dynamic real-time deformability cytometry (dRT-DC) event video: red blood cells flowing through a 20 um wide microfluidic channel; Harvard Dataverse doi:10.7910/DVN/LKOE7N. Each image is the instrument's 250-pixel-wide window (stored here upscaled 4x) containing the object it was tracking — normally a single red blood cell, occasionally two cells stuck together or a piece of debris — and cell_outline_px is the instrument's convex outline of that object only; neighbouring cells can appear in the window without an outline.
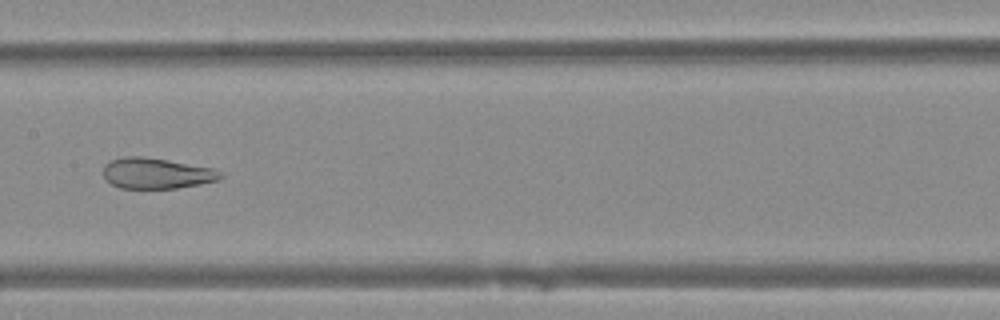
{"species": "Egyptian fruit bat (a non-hibernating species)", "species_latin": "Rousettus aegyptiacus", "temperature_condition": "warm", "stored_images_in_passage": 49, "camera_frame_rate_fps": 3000, "um_per_image_px": 0.085, "animal": {"sex": "female"}, "frame": {"image": 1, "passage_image": 25, "time_ms": 8.0, "image_size_px": [1000, 320], "cell_outline_px": [[224, 176], [220, 180], [200, 184], [176, 188], [120, 188], [112, 184], [104, 176], [104, 164], [112, 160], [124, 156], [144, 156], [168, 160], [212, 168], [220, 172]], "centroid_in_image_um": [13.31, 14.73], "position_along_channel_um": 194.1, "area_um2": 20.92}}
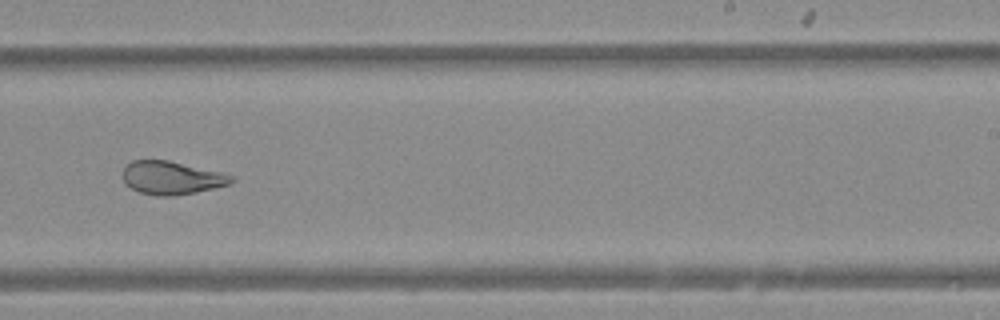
{"frame": {"image": 2, "passage_image": 31, "time_ms": 10.0, "image_size_px": [1000, 320], "cell_outline_px": [[236, 180], [232, 184], [196, 192], [172, 196], [156, 196], [140, 192], [124, 184], [124, 168], [132, 160], [168, 160], [220, 172], [236, 176]], "centroid_in_image_um": [14.63, 15.12], "position_along_channel_um": 274.4, "area_um2": 21.04}}
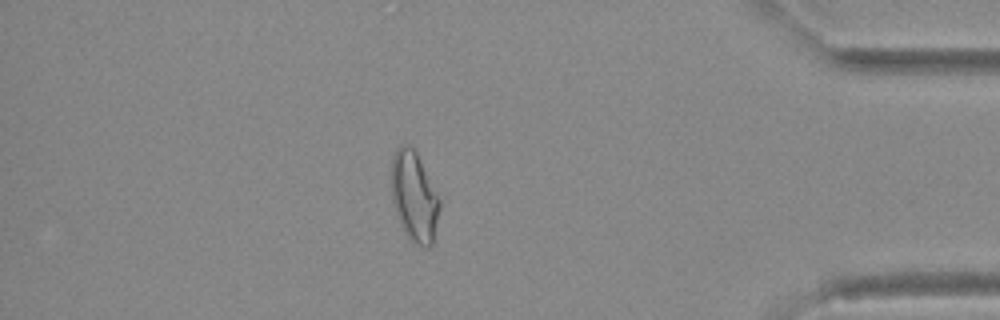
{"frame": {"image": 3, "passage_image": 43, "time_ms": 14.0, "image_size_px": [1000, 320], "cell_outline_px": [[440, 208], [432, 244], [428, 248], [424, 248], [412, 244], [404, 232], [400, 224], [392, 200], [388, 176], [392, 156], [396, 148], [400, 144], [408, 144], [416, 152], [440, 200]], "centroid_in_image_um": [35.15, 16.71], "position_along_channel_um": 400.1, "area_um2": 25.89}}